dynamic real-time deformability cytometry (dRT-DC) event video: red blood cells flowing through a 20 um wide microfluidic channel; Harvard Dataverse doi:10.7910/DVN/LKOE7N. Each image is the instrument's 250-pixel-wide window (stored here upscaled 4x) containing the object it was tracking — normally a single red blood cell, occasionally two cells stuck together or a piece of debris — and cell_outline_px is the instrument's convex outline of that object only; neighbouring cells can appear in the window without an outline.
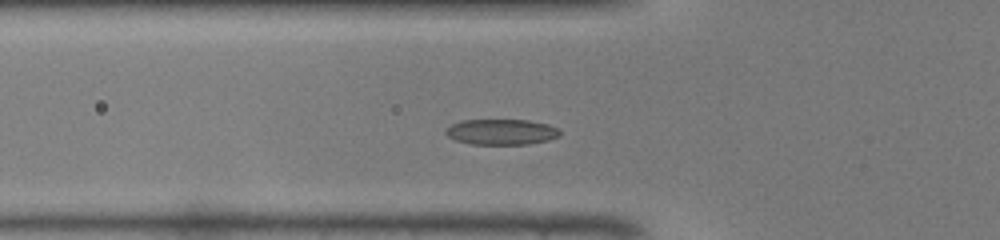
{"species": "common noctule bat (a hibernating species)", "species_latin": "Nyctalus noctula", "temperature_condition": "warm", "stored_images_in_passage": 42, "segment_of_instrument_passage": [1, 2], "camera_frame_rate_fps": 3000, "um_per_image_px": 0.085, "animal": {"sex": "male", "body_mass_g": 19.0, "forearm_length_mm": 50.8}, "frame": {"image": 1, "passage_image": 10, "time_ms": 3.0, "image_size_px": [1000, 240], "cell_outline_px": [[560, 136], [548, 140], [528, 144], [468, 144], [456, 140], [448, 136], [444, 132], [452, 124], [460, 120], [528, 120], [548, 124], [560, 128]], "centroid_in_image_um": [42.64, 11.21], "position_along_channel_um": 83.2, "area_um2": 17.11}}
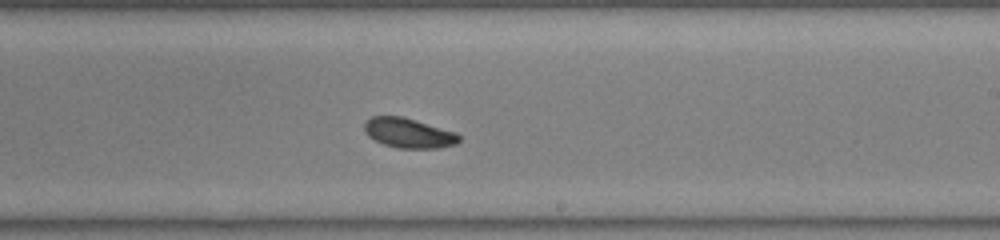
{"frame": {"image": 2, "passage_image": 22, "time_ms": 7.0, "image_size_px": [1000, 240], "cell_outline_px": [[460, 140], [456, 144], [440, 148], [396, 148], [384, 144], [368, 136], [364, 128], [364, 124], [372, 116], [400, 116], [456, 132], [460, 136]], "centroid_in_image_um": [34.75, 11.32], "position_along_channel_um": 254.3, "area_um2": 16.24}}
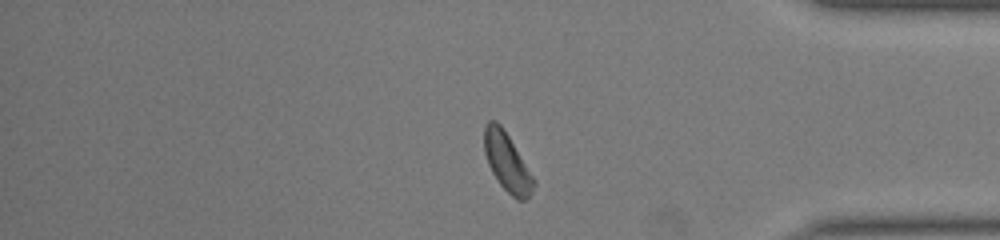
{"frame": {"image": 3, "passage_image": 33, "time_ms": 10.667, "image_size_px": [1000, 240], "cell_outline_px": [[536, 184], [532, 192], [524, 200], [516, 200], [500, 184], [492, 172], [488, 164], [484, 152], [484, 124], [488, 120], [496, 120], [500, 124], [508, 136], [536, 180]], "centroid_in_image_um": [43.09, 13.78], "position_along_channel_um": 392.1, "area_um2": 16.76}}